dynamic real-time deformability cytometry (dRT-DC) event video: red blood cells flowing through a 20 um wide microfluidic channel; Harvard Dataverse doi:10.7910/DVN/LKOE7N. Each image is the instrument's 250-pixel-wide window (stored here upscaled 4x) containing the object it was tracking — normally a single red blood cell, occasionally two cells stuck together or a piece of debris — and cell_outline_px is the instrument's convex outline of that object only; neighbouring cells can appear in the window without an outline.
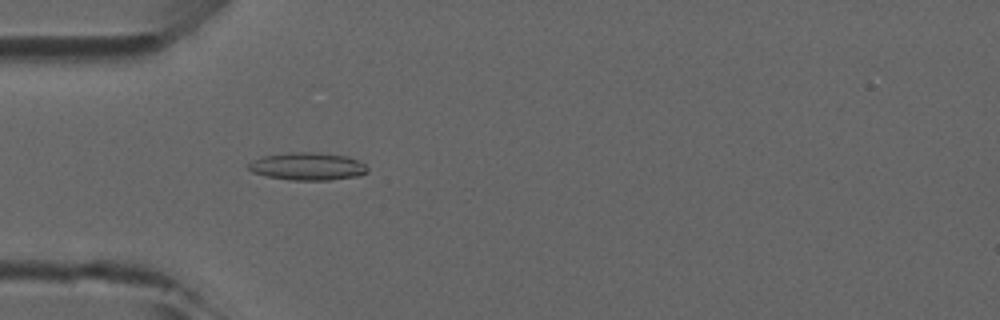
{"species": "common noctule bat (a hibernating species)", "species_latin": "Nyctalus noctula", "temperature_condition": "room temperature", "stored_images_in_passage": 26, "camera_frame_rate_fps": 3000, "um_per_image_px": 0.085, "animal": {"sex": "male", "forearm_length_mm": 52.5}, "frame": {"image": 1, "passage_image": 15, "time_ms": 4.667, "image_size_px": [1000, 320], "cell_outline_px": [[368, 172], [360, 176], [328, 180], [288, 180], [268, 176], [252, 172], [248, 168], [248, 164], [264, 156], [288, 152], [316, 152], [348, 156], [364, 164], [368, 168]], "centroid_in_image_um": [26.18, 14.14], "position_along_channel_um": 58.8, "area_um2": 19.13}}
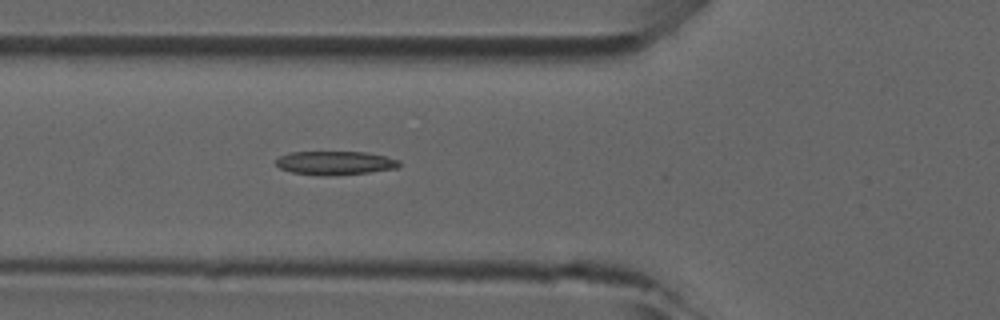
{"frame": {"image": 2, "passage_image": 18, "time_ms": 5.667, "image_size_px": [1000, 320], "cell_outline_px": [[400, 168], [368, 172], [332, 176], [328, 176], [292, 172], [280, 168], [276, 164], [276, 160], [280, 156], [288, 152], [364, 152], [384, 156], [400, 160]], "centroid_in_image_um": [28.5, 13.85], "position_along_channel_um": 97.3, "area_um2": 16.99}}
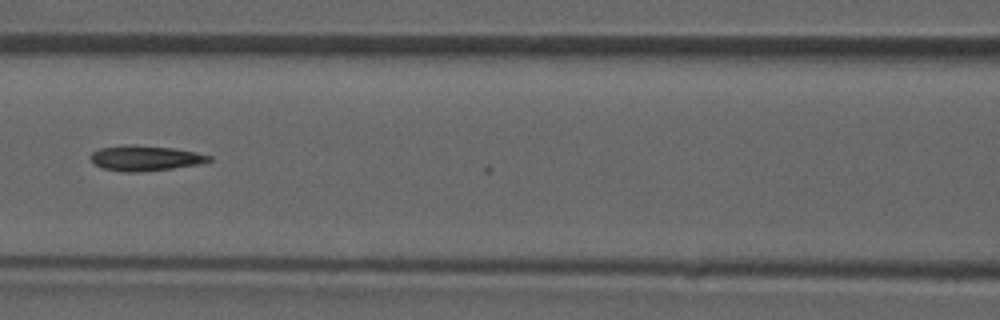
{"frame": {"image": 3, "passage_image": 22, "time_ms": 7.0, "image_size_px": [1000, 320], "cell_outline_px": [[212, 160], [196, 164], [172, 168], [136, 172], [124, 172], [104, 168], [96, 164], [88, 156], [92, 152], [100, 148], [124, 144], [136, 144], [172, 148], [196, 152], [212, 156]], "centroid_in_image_um": [12.31, 13.42], "position_along_channel_um": 154.3, "area_um2": 17.34}}